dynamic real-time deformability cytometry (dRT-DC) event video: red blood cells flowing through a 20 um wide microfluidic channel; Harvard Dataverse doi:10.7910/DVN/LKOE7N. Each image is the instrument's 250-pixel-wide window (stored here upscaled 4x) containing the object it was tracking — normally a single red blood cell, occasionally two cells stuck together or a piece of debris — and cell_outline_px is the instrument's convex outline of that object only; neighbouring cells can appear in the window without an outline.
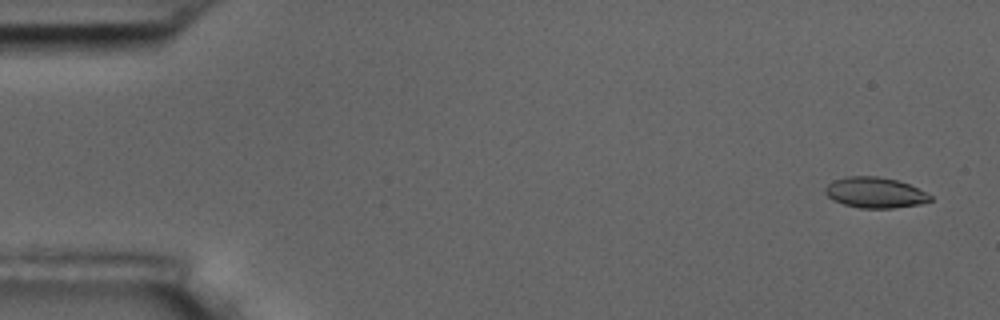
{"species": "common noctule bat (a hibernating species)", "species_latin": "Nyctalus noctula", "temperature_condition": "room temperature", "stored_images_in_passage": 4, "camera_frame_rate_fps": 3000, "um_per_image_px": 0.085, "animal": {"sex": "male", "body_mass_g": 17.5, "forearm_length_mm": 52.3}, "frame": {"image": 1, "passage_image": 1, "time_ms": 0.0, "image_size_px": [1000, 320], "cell_outline_px": [[932, 200], [920, 204], [892, 208], [860, 208], [844, 204], [828, 196], [824, 192], [824, 188], [832, 180], [848, 176], [880, 176], [896, 180], [908, 184], [932, 196]], "centroid_in_image_um": [74.36, 16.36], "position_along_channel_um": 10.6, "area_um2": 18.61}}
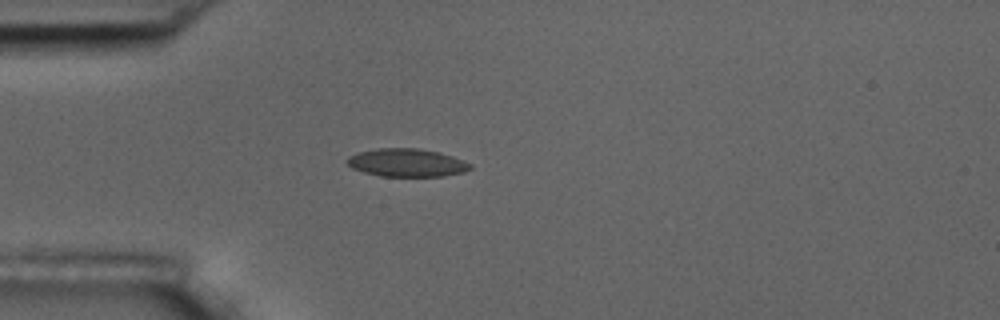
{"frame": {"image": 2, "passage_image": 4, "time_ms": 4.333, "image_size_px": [1000, 320], "cell_outline_px": [[472, 168], [464, 172], [444, 176], [380, 176], [364, 172], [352, 168], [348, 164], [348, 156], [360, 152], [376, 148], [416, 148], [440, 152], [452, 156], [472, 164]], "centroid_in_image_um": [34.6, 13.83], "position_along_channel_um": 50.4, "area_um2": 20.06}}